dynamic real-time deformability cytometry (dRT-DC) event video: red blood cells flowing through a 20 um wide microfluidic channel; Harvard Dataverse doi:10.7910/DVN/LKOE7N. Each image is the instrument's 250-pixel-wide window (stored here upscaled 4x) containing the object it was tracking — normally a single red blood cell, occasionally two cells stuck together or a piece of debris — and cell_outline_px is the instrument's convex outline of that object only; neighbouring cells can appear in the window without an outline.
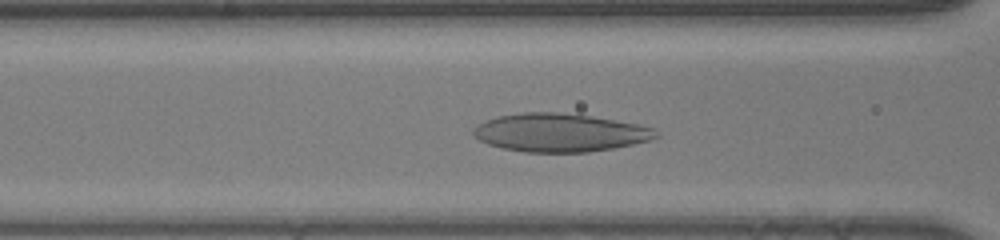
{"species": "human", "species_latin": "Homo sapiens", "temperature_condition": "room temperature", "stored_images_in_passage": 39, "camera_frame_rate_fps": 3000, "um_per_image_px": 0.085, "donor": {"sex": "male"}, "frame": {"image": 1, "passage_image": 13, "time_ms": 4.0, "image_size_px": [1000, 240], "cell_outline_px": [[660, 136], [652, 140], [612, 148], [588, 152], [524, 152], [504, 148], [488, 144], [472, 136], [472, 128], [484, 120], [496, 116], [524, 112], [556, 112], [592, 116], [636, 124], [656, 128]], "centroid_in_image_um": [47.57, 11.27], "position_along_channel_um": 119.0, "area_um2": 40.86}}
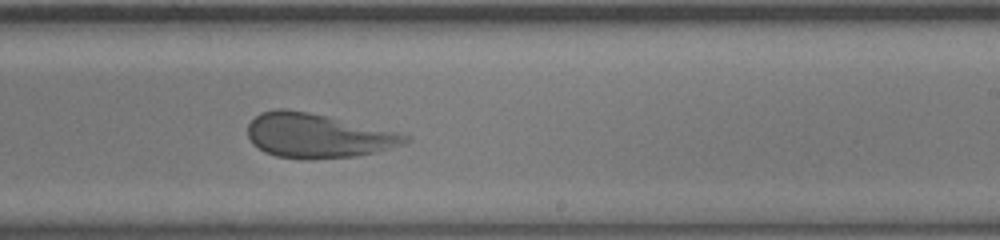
{"frame": {"image": 2, "passage_image": 23, "time_ms": 7.333, "image_size_px": [1000, 240], "cell_outline_px": [[412, 140], [404, 144], [376, 152], [356, 156], [304, 160], [276, 156], [264, 152], [252, 144], [248, 136], [248, 124], [260, 112], [276, 108], [288, 108], [328, 116], [400, 132], [412, 136]], "centroid_in_image_um": [27.01, 11.53], "position_along_channel_um": 262.0, "area_um2": 41.15}}
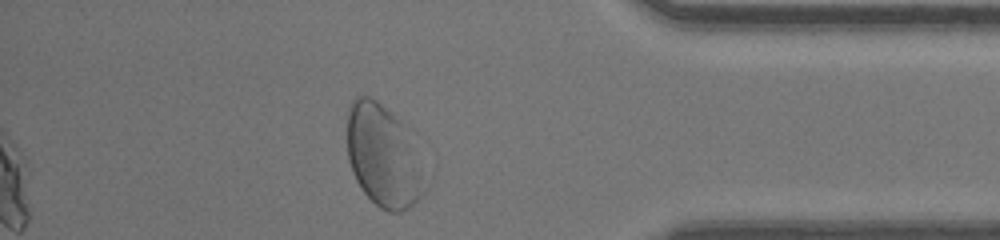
{"frame": {"image": 3, "passage_image": 34, "time_ms": 11.0, "image_size_px": [1000, 240], "cell_outline_px": [[428, 188], [408, 208], [400, 212], [388, 212], [380, 208], [360, 188], [352, 172], [348, 160], [348, 104], [356, 96], [368, 96], [376, 100], [404, 124]], "centroid_in_image_um": [32.54, 13.28], "position_along_channel_um": 402.7, "area_um2": 45.6}}